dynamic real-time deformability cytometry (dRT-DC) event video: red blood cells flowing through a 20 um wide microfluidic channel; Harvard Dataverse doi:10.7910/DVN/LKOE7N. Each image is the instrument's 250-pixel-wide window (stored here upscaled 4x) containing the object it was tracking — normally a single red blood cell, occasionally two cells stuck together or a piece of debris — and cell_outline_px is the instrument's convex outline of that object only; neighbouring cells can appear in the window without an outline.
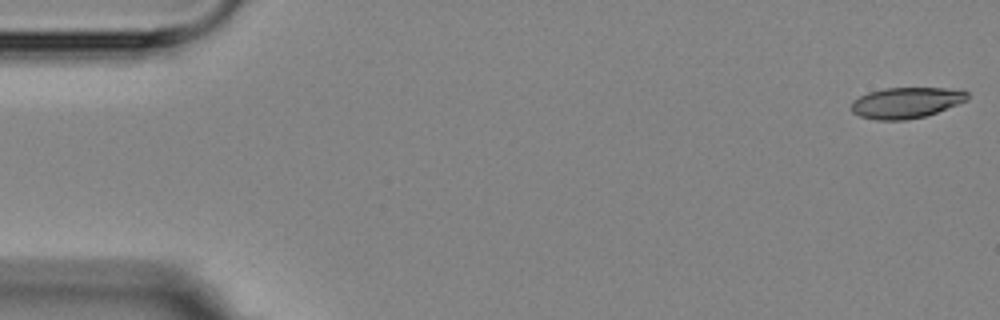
{"species": "Egyptian fruit bat (a non-hibernating species)", "species_latin": "Rousettus aegyptiacus", "temperature_condition": "room temperature", "stored_images_in_passage": 3, "camera_frame_rate_fps": 3000, "um_per_image_px": 0.085, "animal": {"sex": "female"}, "frame": {"image": 1, "passage_image": 1, "time_ms": 0.0, "image_size_px": [1000, 320], "cell_outline_px": [[968, 100], [936, 112], [924, 116], [904, 120], [876, 120], [860, 116], [852, 112], [852, 100], [868, 92], [884, 88], [944, 88], [968, 92]], "centroid_in_image_um": [76.99, 8.73], "position_along_channel_um": 8.0, "area_um2": 20.69}}